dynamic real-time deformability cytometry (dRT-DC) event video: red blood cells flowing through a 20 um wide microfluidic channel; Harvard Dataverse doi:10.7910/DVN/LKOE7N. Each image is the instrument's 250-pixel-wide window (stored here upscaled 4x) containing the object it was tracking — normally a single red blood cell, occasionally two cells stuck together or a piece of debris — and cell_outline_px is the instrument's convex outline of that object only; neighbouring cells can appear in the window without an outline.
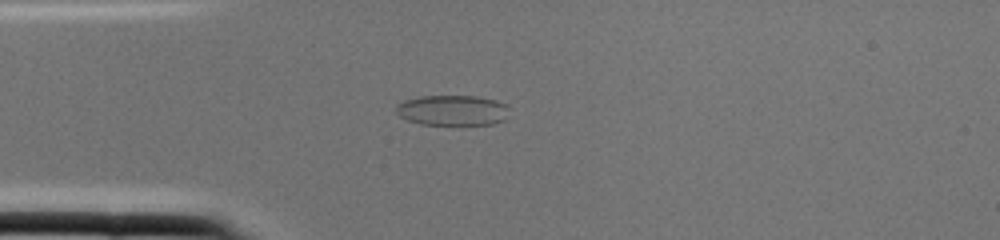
{"species": "common noctule bat (a hibernating species)", "species_latin": "Nyctalus noctula", "temperature_condition": "cold", "stored_images_in_passage": 1, "camera_frame_rate_fps": 3000, "um_per_image_px": 0.085, "animal": {"sex": "female", "body_mass_g": 22.0, "forearm_length_mm": 56.7}, "frame": {"image": 1, "passage_image": 1, "time_ms": 0.0, "image_size_px": [1000, 240], "cell_outline_px": [[512, 108], [504, 120], [492, 124], [420, 124], [408, 120], [400, 116], [396, 112], [396, 104], [404, 100], [420, 96], [476, 96], [496, 100], [508, 104]], "centroid_in_image_um": [38.5, 9.36], "position_along_channel_um": 46.5, "area_um2": 20.23}}